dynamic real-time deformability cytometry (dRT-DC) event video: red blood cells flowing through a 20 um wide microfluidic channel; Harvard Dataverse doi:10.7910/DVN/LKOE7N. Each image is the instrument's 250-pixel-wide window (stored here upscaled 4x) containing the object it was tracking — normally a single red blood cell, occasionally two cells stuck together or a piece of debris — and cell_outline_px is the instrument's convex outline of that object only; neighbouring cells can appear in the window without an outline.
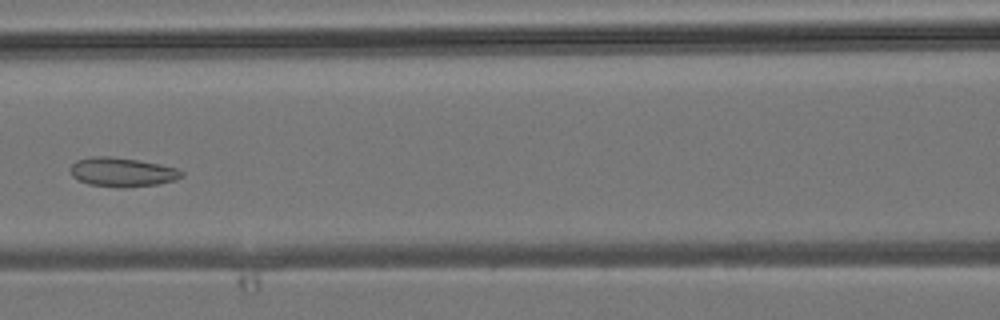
{"species": "common noctule bat (a hibernating species)", "species_latin": "Nyctalus noctula", "temperature_condition": "room temperature", "stored_images_in_passage": 45, "camera_frame_rate_fps": 3000, "um_per_image_px": 0.085, "animal": {"sex": "male", "body_mass_g": 19.2, "forearm_length_mm": 51.8}, "frame": {"image": 1, "passage_image": 20, "time_ms": 6.333, "image_size_px": [1000, 320], "cell_outline_px": [[184, 176], [176, 180], [156, 184], [124, 188], [120, 188], [88, 184], [72, 176], [72, 164], [76, 160], [88, 156], [112, 156], [160, 164], [176, 168], [184, 172]], "centroid_in_image_um": [10.4, 14.63], "position_along_channel_um": 156.2, "area_um2": 18.9}}
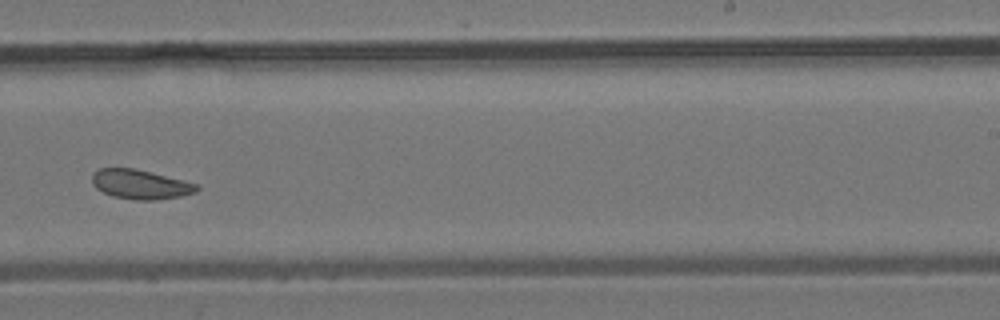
{"frame": {"image": 2, "passage_image": 28, "time_ms": 9.0, "image_size_px": [1000, 320], "cell_outline_px": [[200, 188], [196, 192], [180, 196], [156, 200], [136, 200], [112, 196], [96, 188], [92, 184], [92, 172], [100, 168], [136, 168], [200, 184]], "centroid_in_image_um": [11.95, 15.66], "position_along_channel_um": 277.1, "area_um2": 18.15}}
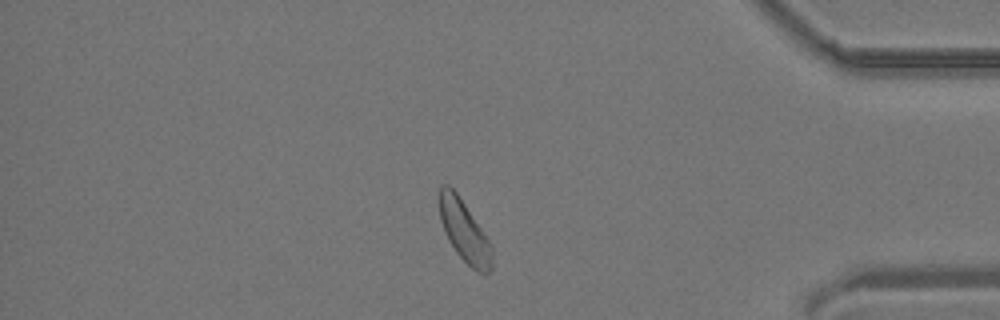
{"frame": {"image": 3, "passage_image": 38, "time_ms": 12.333, "image_size_px": [1000, 320], "cell_outline_px": [[492, 268], [484, 276], [476, 272], [456, 252], [448, 240], [444, 232], [440, 220], [440, 184], [448, 184], [456, 192], [492, 244]], "centroid_in_image_um": [39.48, 19.69], "position_along_channel_um": 395.7, "area_um2": 18.79}}